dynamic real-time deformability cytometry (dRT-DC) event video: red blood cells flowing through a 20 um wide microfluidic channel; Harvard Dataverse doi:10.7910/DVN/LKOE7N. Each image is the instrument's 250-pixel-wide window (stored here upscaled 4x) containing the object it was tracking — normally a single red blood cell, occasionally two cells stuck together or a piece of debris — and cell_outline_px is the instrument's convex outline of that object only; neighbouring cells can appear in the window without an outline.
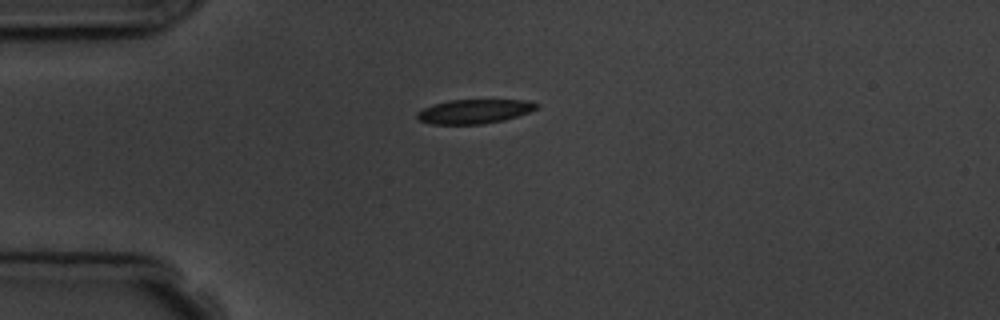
{"species": "common noctule bat (a hibernating species)", "species_latin": "Nyctalus noctula", "temperature_condition": "room temperature", "stored_images_in_passage": 8, "camera_frame_rate_fps": 3000, "um_per_image_px": 0.085, "animal": {"sex": "male", "body_mass_g": 19.5, "forearm_length_mm": 54.6}, "frame": {"image": 1, "passage_image": 1, "time_ms": 0.0, "image_size_px": [1000, 320], "cell_outline_px": [[540, 104], [536, 108], [528, 112], [504, 120], [480, 124], [432, 124], [420, 120], [416, 116], [416, 112], [432, 104], [448, 100], [528, 100]], "centroid_in_image_um": [40.29, 9.46], "position_along_channel_um": 44.7, "area_um2": 16.76}}
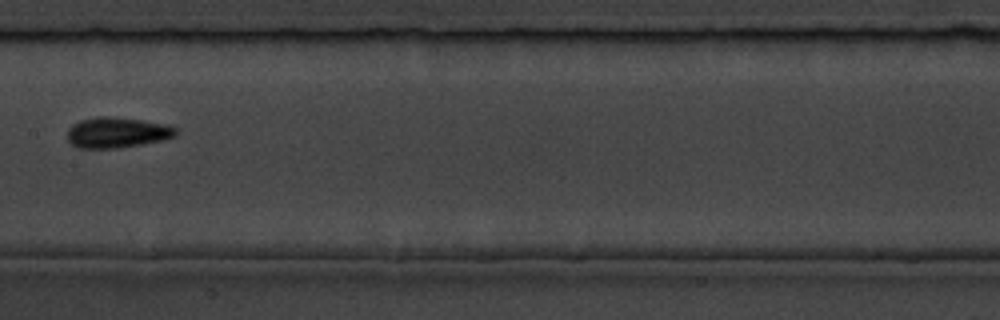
{"frame": {"image": 2, "passage_image": 5, "time_ms": 4.667, "image_size_px": [1000, 320], "cell_outline_px": [[176, 136], [160, 140], [140, 144], [116, 148], [80, 148], [72, 144], [68, 140], [68, 128], [72, 124], [80, 120], [96, 116], [108, 116], [140, 120], [164, 124], [176, 128]], "centroid_in_image_um": [9.9, 11.26], "position_along_channel_um": 197.5, "area_um2": 19.07}}
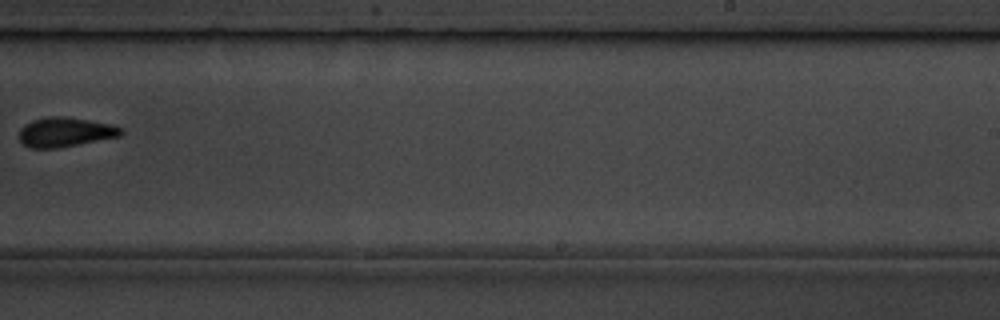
{"frame": {"image": 3, "passage_image": 7, "time_ms": 7.0, "image_size_px": [1000, 320], "cell_outline_px": [[124, 132], [120, 136], [56, 148], [28, 148], [20, 140], [20, 128], [24, 124], [32, 120], [48, 116], [64, 116], [112, 124], [120, 128]], "centroid_in_image_um": [5.51, 11.22], "position_along_channel_um": 283.5, "area_um2": 17.4}}